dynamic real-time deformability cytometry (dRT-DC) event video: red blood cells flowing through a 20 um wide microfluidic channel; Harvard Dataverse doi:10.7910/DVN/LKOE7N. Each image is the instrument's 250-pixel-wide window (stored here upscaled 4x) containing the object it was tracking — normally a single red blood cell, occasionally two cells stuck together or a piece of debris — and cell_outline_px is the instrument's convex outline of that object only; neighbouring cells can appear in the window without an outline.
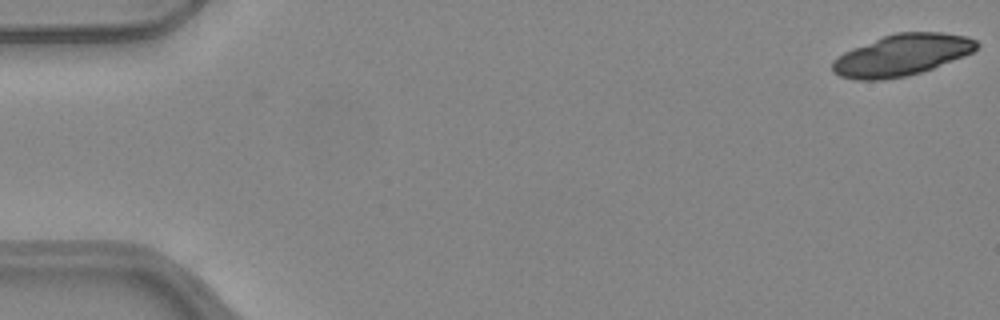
{"species": "common noctule bat (a hibernating species)", "species_latin": "Nyctalus noctula", "temperature_condition": "warm", "stored_images_in_passage": 21, "camera_frame_rate_fps": 3000, "um_per_image_px": 0.085, "animal": {"sex": "female", "body_mass_g": 24.6, "forearm_length_mm": 56.2}, "frame": {"image": 1, "passage_image": 1, "time_ms": 0.0, "image_size_px": [1000, 320], "cell_outline_px": [[980, 44], [972, 52], [964, 56], [932, 68], [920, 72], [904, 76], [884, 80], [856, 80], [840, 76], [832, 72], [832, 60], [844, 52], [852, 48], [884, 36], [896, 32], [940, 32], [968, 36], [976, 40]], "centroid_in_image_um": [76.64, 4.68], "position_along_channel_um": 8.4, "area_um2": 34.74}}